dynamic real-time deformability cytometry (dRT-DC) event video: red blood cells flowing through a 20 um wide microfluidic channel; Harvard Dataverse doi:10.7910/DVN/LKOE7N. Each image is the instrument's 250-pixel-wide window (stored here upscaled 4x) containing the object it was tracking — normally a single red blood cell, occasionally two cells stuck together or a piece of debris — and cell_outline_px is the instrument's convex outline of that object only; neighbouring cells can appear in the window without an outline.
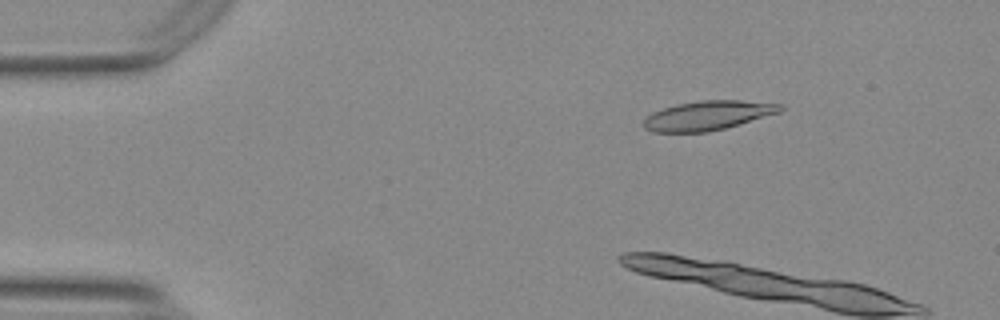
{"species": "Egyptian fruit bat (a non-hibernating species)", "species_latin": "Rousettus aegyptiacus", "temperature_condition": "warm", "stored_images_in_passage": 11, "camera_frame_rate_fps": 3000, "um_per_image_px": 0.085, "animal": {"sex": "female"}, "frame": {"image": 1, "passage_image": 8, "time_ms": 2.333, "image_size_px": [1000, 320], "cell_outline_px": [[784, 108], [780, 112], [740, 124], [708, 132], [652, 132], [644, 128], [644, 120], [652, 112], [676, 104], [700, 100], [740, 100], [784, 104]], "centroid_in_image_um": [60.19, 9.81], "position_along_channel_um": 24.8, "area_um2": 23.35}}